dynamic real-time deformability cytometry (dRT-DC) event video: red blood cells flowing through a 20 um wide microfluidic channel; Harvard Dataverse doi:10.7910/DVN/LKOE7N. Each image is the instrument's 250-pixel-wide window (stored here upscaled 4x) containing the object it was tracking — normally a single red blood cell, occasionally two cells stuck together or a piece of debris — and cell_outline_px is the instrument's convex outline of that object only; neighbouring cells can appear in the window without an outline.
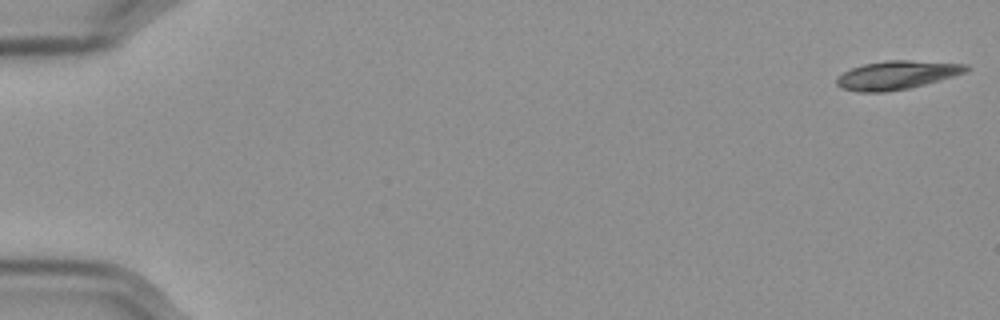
{"species": "Egyptian fruit bat (a non-hibernating species)", "species_latin": "Rousettus aegyptiacus", "temperature_condition": "cold", "stored_images_in_passage": 16, "camera_frame_rate_fps": 3000, "um_per_image_px": 0.085, "frame": {"image": 1, "passage_image": 1, "time_ms": 0.0, "image_size_px": [1000, 320], "cell_outline_px": [[972, 68], [968, 72], [924, 84], [908, 88], [884, 92], [860, 92], [840, 88], [836, 84], [836, 76], [852, 68], [864, 64], [888, 60], [908, 60], [968, 64]], "centroid_in_image_um": [76.24, 6.38], "position_along_channel_um": 8.8, "area_um2": 21.56}}
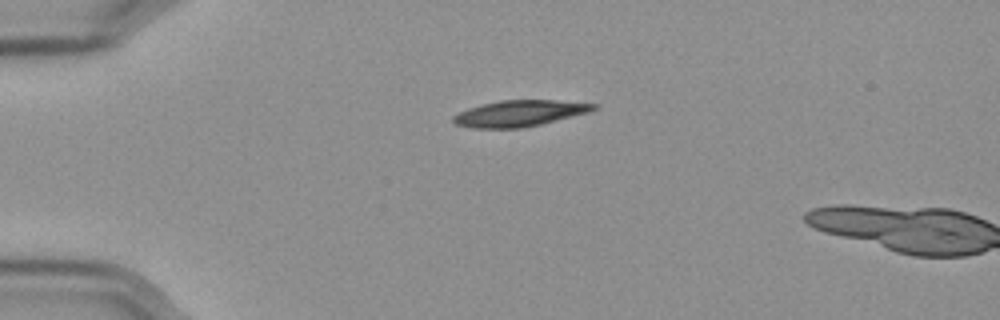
{"frame": {"image": 2, "passage_image": 14, "time_ms": 4.333, "image_size_px": [1000, 320], "cell_outline_px": [[596, 108], [588, 112], [540, 124], [520, 128], [472, 128], [456, 124], [452, 120], [452, 116], [468, 108], [480, 104], [500, 100], [552, 100], [596, 104]], "centroid_in_image_um": [44.09, 9.63], "position_along_channel_um": 40.9, "area_um2": 21.1}}